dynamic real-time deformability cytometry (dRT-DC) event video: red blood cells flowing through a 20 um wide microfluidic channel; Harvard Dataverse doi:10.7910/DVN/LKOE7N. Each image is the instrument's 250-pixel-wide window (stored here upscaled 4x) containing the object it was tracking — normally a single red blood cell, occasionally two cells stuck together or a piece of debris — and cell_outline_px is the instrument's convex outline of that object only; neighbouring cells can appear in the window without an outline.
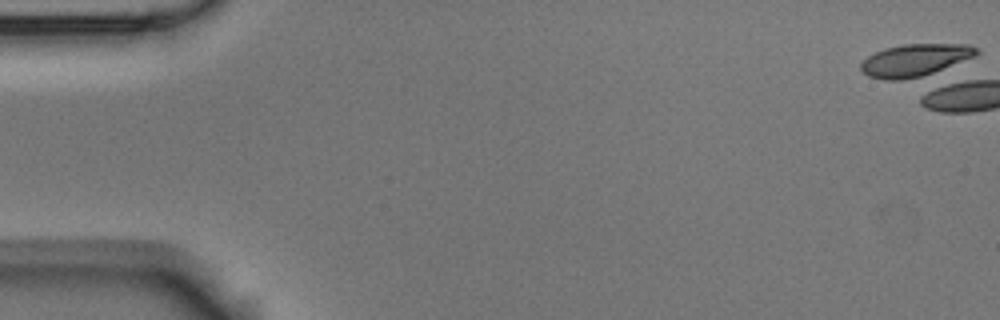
{"species": "Egyptian fruit bat (a non-hibernating species)", "species_latin": "Rousettus aegyptiacus", "temperature_condition": "room temperature", "stored_images_in_passage": 6, "camera_frame_rate_fps": 3000, "um_per_image_px": 0.085, "animal": {"sex": "male"}, "frame": {"image": 1, "passage_image": 1, "time_ms": 0.0, "image_size_px": [1000, 320], "cell_outline_px": [[980, 52], [976, 56], [932, 76], [900, 80], [888, 80], [868, 76], [860, 68], [860, 64], [868, 56], [884, 48], [904, 44], [968, 44], [980, 48]], "centroid_in_image_um": [77.87, 5.13], "position_along_channel_um": 7.1, "area_um2": 22.48}}